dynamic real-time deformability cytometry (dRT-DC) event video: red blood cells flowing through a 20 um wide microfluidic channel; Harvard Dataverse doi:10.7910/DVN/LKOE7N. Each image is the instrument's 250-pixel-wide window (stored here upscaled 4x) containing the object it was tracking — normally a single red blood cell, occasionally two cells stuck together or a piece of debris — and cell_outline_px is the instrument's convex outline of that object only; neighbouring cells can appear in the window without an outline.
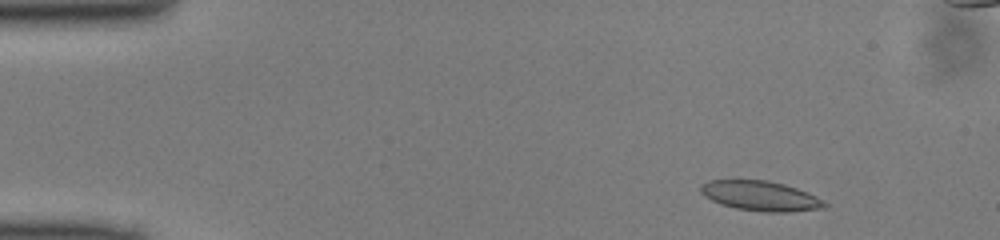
{"species": "common noctule bat (a hibernating species)", "species_latin": "Nyctalus noctula", "temperature_condition": "cold", "stored_images_in_passage": 47, "camera_frame_rate_fps": 3000, "um_per_image_px": 0.085, "animal": {"sex": "male", "body_mass_g": 13.0, "forearm_length_mm": 53.1}, "frame": {"image": 1, "passage_image": 3, "time_ms": 0.667, "image_size_px": [1000, 240], "cell_outline_px": [[828, 204], [824, 208], [792, 212], [764, 212], [736, 208], [720, 204], [704, 196], [700, 192], [700, 184], [708, 180], [768, 180], [784, 184], [808, 192], [816, 196]], "centroid_in_image_um": [64.63, 16.65], "position_along_channel_um": 20.4, "area_um2": 21.68}}
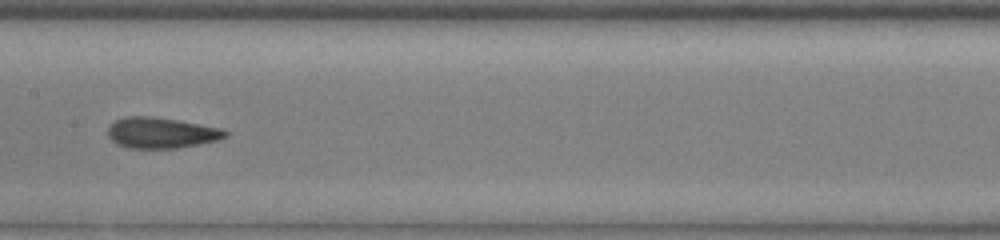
{"frame": {"image": 2, "passage_image": 22, "time_ms": 7.0, "image_size_px": [1000, 240], "cell_outline_px": [[228, 136], [220, 140], [176, 148], [128, 148], [116, 144], [108, 136], [108, 128], [116, 120], [128, 116], [152, 116], [176, 120], [220, 128], [228, 132]], "centroid_in_image_um": [13.7, 11.3], "position_along_channel_um": 193.7, "area_um2": 20.92}}
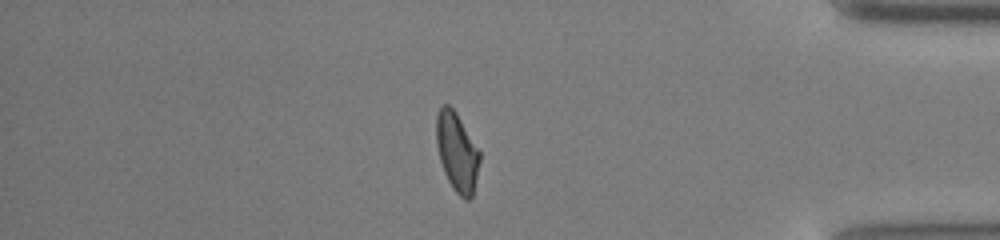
{"frame": {"image": 3, "passage_image": 39, "time_ms": 12.667, "image_size_px": [1000, 240], "cell_outline_px": [[480, 160], [472, 196], [468, 200], [464, 200], [452, 188], [444, 172], [440, 160], [436, 144], [436, 116], [440, 104], [448, 104], [456, 112], [480, 152]], "centroid_in_image_um": [38.82, 12.9], "position_along_channel_um": 396.4, "area_um2": 19.88}}